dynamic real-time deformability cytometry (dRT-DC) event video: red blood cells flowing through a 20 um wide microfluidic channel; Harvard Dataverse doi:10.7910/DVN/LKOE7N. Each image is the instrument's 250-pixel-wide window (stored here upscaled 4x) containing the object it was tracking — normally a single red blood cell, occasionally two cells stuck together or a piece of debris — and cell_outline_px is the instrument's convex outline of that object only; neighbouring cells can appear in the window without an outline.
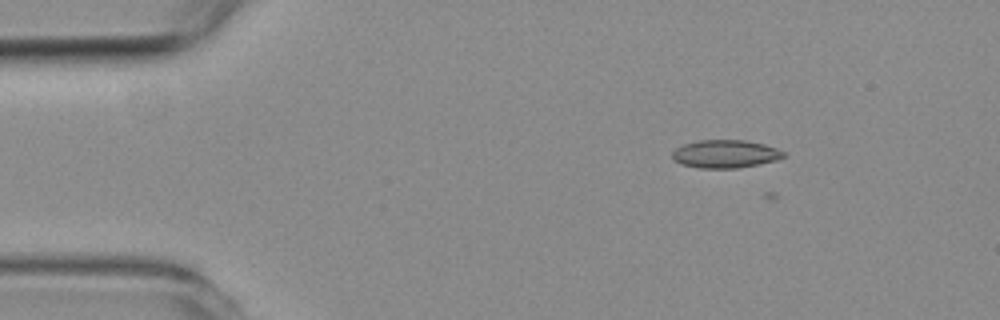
{"species": "common noctule bat (a hibernating species)", "species_latin": "Nyctalus noctula", "temperature_condition": "room temperature", "stored_images_in_passage": 4, "camera_frame_rate_fps": 3000, "um_per_image_px": 0.085, "animal": {"sex": "female", "body_mass_g": 19.3, "forearm_length_mm": 54.1}, "frame": {"image": 1, "passage_image": 2, "time_ms": 1.333, "image_size_px": [1000, 320], "cell_outline_px": [[784, 156], [776, 160], [736, 168], [700, 168], [680, 164], [672, 160], [672, 152], [676, 148], [684, 144], [700, 140], [744, 140], [764, 144], [776, 148], [784, 152]], "centroid_in_image_um": [61.6, 13.08], "position_along_channel_um": 23.4, "area_um2": 18.03}}
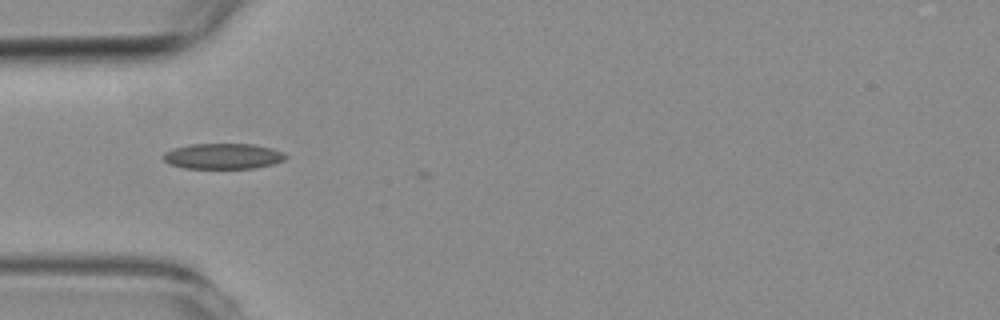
{"frame": {"image": 2, "passage_image": 4, "time_ms": 4.333, "image_size_px": [1000, 320], "cell_outline_px": [[288, 156], [284, 160], [272, 164], [256, 168], [184, 168], [168, 164], [164, 160], [164, 152], [172, 148], [192, 144], [252, 144], [272, 148], [284, 152]], "centroid_in_image_um": [18.96, 13.27], "position_along_channel_um": 66.0, "area_um2": 18.32}}